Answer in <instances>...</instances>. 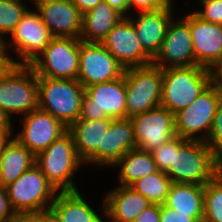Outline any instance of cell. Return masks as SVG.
Returning a JSON list of instances; mask_svg holds the SVG:
<instances>
[{
    "label": "cell",
    "instance_id": "6da1fadb",
    "mask_svg": "<svg viewBox=\"0 0 222 222\" xmlns=\"http://www.w3.org/2000/svg\"><path fill=\"white\" fill-rule=\"evenodd\" d=\"M165 173L173 183L205 185L218 175V158L204 141L175 136L173 164Z\"/></svg>",
    "mask_w": 222,
    "mask_h": 222
},
{
    "label": "cell",
    "instance_id": "7a4b0ae2",
    "mask_svg": "<svg viewBox=\"0 0 222 222\" xmlns=\"http://www.w3.org/2000/svg\"><path fill=\"white\" fill-rule=\"evenodd\" d=\"M211 83V70L199 65L163 68L161 106L175 115L189 106Z\"/></svg>",
    "mask_w": 222,
    "mask_h": 222
},
{
    "label": "cell",
    "instance_id": "3957f363",
    "mask_svg": "<svg viewBox=\"0 0 222 222\" xmlns=\"http://www.w3.org/2000/svg\"><path fill=\"white\" fill-rule=\"evenodd\" d=\"M84 94L85 88L78 80L38 76V108L67 128L79 119Z\"/></svg>",
    "mask_w": 222,
    "mask_h": 222
},
{
    "label": "cell",
    "instance_id": "277c9868",
    "mask_svg": "<svg viewBox=\"0 0 222 222\" xmlns=\"http://www.w3.org/2000/svg\"><path fill=\"white\" fill-rule=\"evenodd\" d=\"M83 164L77 155L73 137L68 131L37 154L35 162L58 192L78 191L73 176Z\"/></svg>",
    "mask_w": 222,
    "mask_h": 222
},
{
    "label": "cell",
    "instance_id": "5b68a950",
    "mask_svg": "<svg viewBox=\"0 0 222 222\" xmlns=\"http://www.w3.org/2000/svg\"><path fill=\"white\" fill-rule=\"evenodd\" d=\"M0 108L11 119L38 109V76L30 65H14L1 79Z\"/></svg>",
    "mask_w": 222,
    "mask_h": 222
},
{
    "label": "cell",
    "instance_id": "8992f818",
    "mask_svg": "<svg viewBox=\"0 0 222 222\" xmlns=\"http://www.w3.org/2000/svg\"><path fill=\"white\" fill-rule=\"evenodd\" d=\"M125 119L161 106L162 68L153 64L125 69Z\"/></svg>",
    "mask_w": 222,
    "mask_h": 222
},
{
    "label": "cell",
    "instance_id": "52a82bcc",
    "mask_svg": "<svg viewBox=\"0 0 222 222\" xmlns=\"http://www.w3.org/2000/svg\"><path fill=\"white\" fill-rule=\"evenodd\" d=\"M5 188L16 213H35L50 209L58 193L36 165Z\"/></svg>",
    "mask_w": 222,
    "mask_h": 222
},
{
    "label": "cell",
    "instance_id": "ba28073f",
    "mask_svg": "<svg viewBox=\"0 0 222 222\" xmlns=\"http://www.w3.org/2000/svg\"><path fill=\"white\" fill-rule=\"evenodd\" d=\"M221 100L222 92L209 84L189 106L175 114L176 136L206 142Z\"/></svg>",
    "mask_w": 222,
    "mask_h": 222
},
{
    "label": "cell",
    "instance_id": "9c48e42d",
    "mask_svg": "<svg viewBox=\"0 0 222 222\" xmlns=\"http://www.w3.org/2000/svg\"><path fill=\"white\" fill-rule=\"evenodd\" d=\"M80 41V38L53 37L30 66L37 76L77 80Z\"/></svg>",
    "mask_w": 222,
    "mask_h": 222
},
{
    "label": "cell",
    "instance_id": "30bf717a",
    "mask_svg": "<svg viewBox=\"0 0 222 222\" xmlns=\"http://www.w3.org/2000/svg\"><path fill=\"white\" fill-rule=\"evenodd\" d=\"M126 89L124 75L85 88L79 119H125Z\"/></svg>",
    "mask_w": 222,
    "mask_h": 222
},
{
    "label": "cell",
    "instance_id": "8fae6325",
    "mask_svg": "<svg viewBox=\"0 0 222 222\" xmlns=\"http://www.w3.org/2000/svg\"><path fill=\"white\" fill-rule=\"evenodd\" d=\"M9 38V51L14 50L13 53L19 57L14 61L15 65H30L44 51L53 36L39 14L29 9Z\"/></svg>",
    "mask_w": 222,
    "mask_h": 222
},
{
    "label": "cell",
    "instance_id": "7c38bea8",
    "mask_svg": "<svg viewBox=\"0 0 222 222\" xmlns=\"http://www.w3.org/2000/svg\"><path fill=\"white\" fill-rule=\"evenodd\" d=\"M125 68L99 42L80 41L77 80L84 88L121 78Z\"/></svg>",
    "mask_w": 222,
    "mask_h": 222
},
{
    "label": "cell",
    "instance_id": "4fadbf2b",
    "mask_svg": "<svg viewBox=\"0 0 222 222\" xmlns=\"http://www.w3.org/2000/svg\"><path fill=\"white\" fill-rule=\"evenodd\" d=\"M136 148L152 152L176 136L175 115L159 106L129 118Z\"/></svg>",
    "mask_w": 222,
    "mask_h": 222
},
{
    "label": "cell",
    "instance_id": "5bb4252c",
    "mask_svg": "<svg viewBox=\"0 0 222 222\" xmlns=\"http://www.w3.org/2000/svg\"><path fill=\"white\" fill-rule=\"evenodd\" d=\"M152 64L162 69L198 65L195 61L189 23L183 17L180 20H171Z\"/></svg>",
    "mask_w": 222,
    "mask_h": 222
},
{
    "label": "cell",
    "instance_id": "9a60e30c",
    "mask_svg": "<svg viewBox=\"0 0 222 222\" xmlns=\"http://www.w3.org/2000/svg\"><path fill=\"white\" fill-rule=\"evenodd\" d=\"M22 128L14 137L35 156L68 131L61 121L39 108L23 117Z\"/></svg>",
    "mask_w": 222,
    "mask_h": 222
},
{
    "label": "cell",
    "instance_id": "2e32d148",
    "mask_svg": "<svg viewBox=\"0 0 222 222\" xmlns=\"http://www.w3.org/2000/svg\"><path fill=\"white\" fill-rule=\"evenodd\" d=\"M101 43L125 69L152 64L127 17H123Z\"/></svg>",
    "mask_w": 222,
    "mask_h": 222
},
{
    "label": "cell",
    "instance_id": "e0dca14e",
    "mask_svg": "<svg viewBox=\"0 0 222 222\" xmlns=\"http://www.w3.org/2000/svg\"><path fill=\"white\" fill-rule=\"evenodd\" d=\"M183 18L189 23L196 63L211 70L222 60V25L207 22L194 12Z\"/></svg>",
    "mask_w": 222,
    "mask_h": 222
},
{
    "label": "cell",
    "instance_id": "ac0fdd59",
    "mask_svg": "<svg viewBox=\"0 0 222 222\" xmlns=\"http://www.w3.org/2000/svg\"><path fill=\"white\" fill-rule=\"evenodd\" d=\"M34 4L53 37L80 38L82 13L72 0H46Z\"/></svg>",
    "mask_w": 222,
    "mask_h": 222
},
{
    "label": "cell",
    "instance_id": "d6986e66",
    "mask_svg": "<svg viewBox=\"0 0 222 222\" xmlns=\"http://www.w3.org/2000/svg\"><path fill=\"white\" fill-rule=\"evenodd\" d=\"M136 148L133 126L130 119H116L103 135L102 148L84 163L94 166H113L128 151Z\"/></svg>",
    "mask_w": 222,
    "mask_h": 222
},
{
    "label": "cell",
    "instance_id": "ffe728a7",
    "mask_svg": "<svg viewBox=\"0 0 222 222\" xmlns=\"http://www.w3.org/2000/svg\"><path fill=\"white\" fill-rule=\"evenodd\" d=\"M173 5L175 4L164 9L139 12L136 19L127 16L135 28L141 47L152 59L159 52L168 26L174 18Z\"/></svg>",
    "mask_w": 222,
    "mask_h": 222
},
{
    "label": "cell",
    "instance_id": "44dd1931",
    "mask_svg": "<svg viewBox=\"0 0 222 222\" xmlns=\"http://www.w3.org/2000/svg\"><path fill=\"white\" fill-rule=\"evenodd\" d=\"M103 216L110 222H134L136 216L152 204L130 186H117L103 198Z\"/></svg>",
    "mask_w": 222,
    "mask_h": 222
},
{
    "label": "cell",
    "instance_id": "7402d4cb",
    "mask_svg": "<svg viewBox=\"0 0 222 222\" xmlns=\"http://www.w3.org/2000/svg\"><path fill=\"white\" fill-rule=\"evenodd\" d=\"M114 119H78L68 127L80 160L85 163L96 151L102 148L103 135Z\"/></svg>",
    "mask_w": 222,
    "mask_h": 222
},
{
    "label": "cell",
    "instance_id": "603a6c76",
    "mask_svg": "<svg viewBox=\"0 0 222 222\" xmlns=\"http://www.w3.org/2000/svg\"><path fill=\"white\" fill-rule=\"evenodd\" d=\"M123 16L103 0L82 14L81 41L101 43Z\"/></svg>",
    "mask_w": 222,
    "mask_h": 222
},
{
    "label": "cell",
    "instance_id": "cb8c5ba5",
    "mask_svg": "<svg viewBox=\"0 0 222 222\" xmlns=\"http://www.w3.org/2000/svg\"><path fill=\"white\" fill-rule=\"evenodd\" d=\"M204 185L172 183L164 203L182 214H190L197 222H203Z\"/></svg>",
    "mask_w": 222,
    "mask_h": 222
},
{
    "label": "cell",
    "instance_id": "d4e9b609",
    "mask_svg": "<svg viewBox=\"0 0 222 222\" xmlns=\"http://www.w3.org/2000/svg\"><path fill=\"white\" fill-rule=\"evenodd\" d=\"M51 209L61 222H105L79 191L58 192Z\"/></svg>",
    "mask_w": 222,
    "mask_h": 222
},
{
    "label": "cell",
    "instance_id": "484cf974",
    "mask_svg": "<svg viewBox=\"0 0 222 222\" xmlns=\"http://www.w3.org/2000/svg\"><path fill=\"white\" fill-rule=\"evenodd\" d=\"M36 156L15 137L9 142L0 157V186L6 187L22 173L31 169Z\"/></svg>",
    "mask_w": 222,
    "mask_h": 222
},
{
    "label": "cell",
    "instance_id": "4316f807",
    "mask_svg": "<svg viewBox=\"0 0 222 222\" xmlns=\"http://www.w3.org/2000/svg\"><path fill=\"white\" fill-rule=\"evenodd\" d=\"M112 167L120 168V186H130L136 180L159 171L152 153L138 148L128 151Z\"/></svg>",
    "mask_w": 222,
    "mask_h": 222
},
{
    "label": "cell",
    "instance_id": "83f0119b",
    "mask_svg": "<svg viewBox=\"0 0 222 222\" xmlns=\"http://www.w3.org/2000/svg\"><path fill=\"white\" fill-rule=\"evenodd\" d=\"M172 183L165 172L158 171L136 180L130 187L146 197L152 204H164Z\"/></svg>",
    "mask_w": 222,
    "mask_h": 222
},
{
    "label": "cell",
    "instance_id": "f1b7e54d",
    "mask_svg": "<svg viewBox=\"0 0 222 222\" xmlns=\"http://www.w3.org/2000/svg\"><path fill=\"white\" fill-rule=\"evenodd\" d=\"M203 222H222V178L217 175L204 185Z\"/></svg>",
    "mask_w": 222,
    "mask_h": 222
},
{
    "label": "cell",
    "instance_id": "f546056e",
    "mask_svg": "<svg viewBox=\"0 0 222 222\" xmlns=\"http://www.w3.org/2000/svg\"><path fill=\"white\" fill-rule=\"evenodd\" d=\"M23 0H0V34L9 36L28 11Z\"/></svg>",
    "mask_w": 222,
    "mask_h": 222
},
{
    "label": "cell",
    "instance_id": "4dcf8cb0",
    "mask_svg": "<svg viewBox=\"0 0 222 222\" xmlns=\"http://www.w3.org/2000/svg\"><path fill=\"white\" fill-rule=\"evenodd\" d=\"M205 143L218 159L222 157V100L218 105L211 131Z\"/></svg>",
    "mask_w": 222,
    "mask_h": 222
},
{
    "label": "cell",
    "instance_id": "1f68e13d",
    "mask_svg": "<svg viewBox=\"0 0 222 222\" xmlns=\"http://www.w3.org/2000/svg\"><path fill=\"white\" fill-rule=\"evenodd\" d=\"M203 10L194 11L201 19L222 25V0H199Z\"/></svg>",
    "mask_w": 222,
    "mask_h": 222
},
{
    "label": "cell",
    "instance_id": "d6a6232c",
    "mask_svg": "<svg viewBox=\"0 0 222 222\" xmlns=\"http://www.w3.org/2000/svg\"><path fill=\"white\" fill-rule=\"evenodd\" d=\"M151 153L159 171L166 172L170 165L173 164L174 138L171 139L168 143L160 145Z\"/></svg>",
    "mask_w": 222,
    "mask_h": 222
},
{
    "label": "cell",
    "instance_id": "836d02e7",
    "mask_svg": "<svg viewBox=\"0 0 222 222\" xmlns=\"http://www.w3.org/2000/svg\"><path fill=\"white\" fill-rule=\"evenodd\" d=\"M174 0H130V10L137 9V12L153 11L168 8Z\"/></svg>",
    "mask_w": 222,
    "mask_h": 222
},
{
    "label": "cell",
    "instance_id": "e575fe53",
    "mask_svg": "<svg viewBox=\"0 0 222 222\" xmlns=\"http://www.w3.org/2000/svg\"><path fill=\"white\" fill-rule=\"evenodd\" d=\"M160 222H197L190 214H182L179 211L161 204Z\"/></svg>",
    "mask_w": 222,
    "mask_h": 222
},
{
    "label": "cell",
    "instance_id": "d590c367",
    "mask_svg": "<svg viewBox=\"0 0 222 222\" xmlns=\"http://www.w3.org/2000/svg\"><path fill=\"white\" fill-rule=\"evenodd\" d=\"M161 204H150L136 216L134 222H160Z\"/></svg>",
    "mask_w": 222,
    "mask_h": 222
},
{
    "label": "cell",
    "instance_id": "8d00e7d4",
    "mask_svg": "<svg viewBox=\"0 0 222 222\" xmlns=\"http://www.w3.org/2000/svg\"><path fill=\"white\" fill-rule=\"evenodd\" d=\"M5 187L0 186V221L12 218L15 215Z\"/></svg>",
    "mask_w": 222,
    "mask_h": 222
},
{
    "label": "cell",
    "instance_id": "74e56055",
    "mask_svg": "<svg viewBox=\"0 0 222 222\" xmlns=\"http://www.w3.org/2000/svg\"><path fill=\"white\" fill-rule=\"evenodd\" d=\"M107 4L123 17H127L130 12V0H105Z\"/></svg>",
    "mask_w": 222,
    "mask_h": 222
},
{
    "label": "cell",
    "instance_id": "f35d334b",
    "mask_svg": "<svg viewBox=\"0 0 222 222\" xmlns=\"http://www.w3.org/2000/svg\"><path fill=\"white\" fill-rule=\"evenodd\" d=\"M103 0H72L75 7L84 14L98 6Z\"/></svg>",
    "mask_w": 222,
    "mask_h": 222
},
{
    "label": "cell",
    "instance_id": "ab89813d",
    "mask_svg": "<svg viewBox=\"0 0 222 222\" xmlns=\"http://www.w3.org/2000/svg\"><path fill=\"white\" fill-rule=\"evenodd\" d=\"M11 119L1 108H0V133H14V127Z\"/></svg>",
    "mask_w": 222,
    "mask_h": 222
},
{
    "label": "cell",
    "instance_id": "60d3db41",
    "mask_svg": "<svg viewBox=\"0 0 222 222\" xmlns=\"http://www.w3.org/2000/svg\"><path fill=\"white\" fill-rule=\"evenodd\" d=\"M37 222H61L56 213L50 208L37 212Z\"/></svg>",
    "mask_w": 222,
    "mask_h": 222
},
{
    "label": "cell",
    "instance_id": "b9f144b4",
    "mask_svg": "<svg viewBox=\"0 0 222 222\" xmlns=\"http://www.w3.org/2000/svg\"><path fill=\"white\" fill-rule=\"evenodd\" d=\"M212 83L222 92V60L211 69Z\"/></svg>",
    "mask_w": 222,
    "mask_h": 222
},
{
    "label": "cell",
    "instance_id": "7bdbcfd3",
    "mask_svg": "<svg viewBox=\"0 0 222 222\" xmlns=\"http://www.w3.org/2000/svg\"><path fill=\"white\" fill-rule=\"evenodd\" d=\"M5 38L6 36L0 34V60H13L12 56L8 54V40Z\"/></svg>",
    "mask_w": 222,
    "mask_h": 222
},
{
    "label": "cell",
    "instance_id": "ee69618b",
    "mask_svg": "<svg viewBox=\"0 0 222 222\" xmlns=\"http://www.w3.org/2000/svg\"><path fill=\"white\" fill-rule=\"evenodd\" d=\"M15 222H37V212L15 213Z\"/></svg>",
    "mask_w": 222,
    "mask_h": 222
},
{
    "label": "cell",
    "instance_id": "f6af8a7d",
    "mask_svg": "<svg viewBox=\"0 0 222 222\" xmlns=\"http://www.w3.org/2000/svg\"><path fill=\"white\" fill-rule=\"evenodd\" d=\"M15 60H0V81L7 72L15 65Z\"/></svg>",
    "mask_w": 222,
    "mask_h": 222
},
{
    "label": "cell",
    "instance_id": "bcb514c9",
    "mask_svg": "<svg viewBox=\"0 0 222 222\" xmlns=\"http://www.w3.org/2000/svg\"><path fill=\"white\" fill-rule=\"evenodd\" d=\"M13 134L14 133H0V157L3 151L5 150L6 146L14 138Z\"/></svg>",
    "mask_w": 222,
    "mask_h": 222
},
{
    "label": "cell",
    "instance_id": "7dc6e473",
    "mask_svg": "<svg viewBox=\"0 0 222 222\" xmlns=\"http://www.w3.org/2000/svg\"><path fill=\"white\" fill-rule=\"evenodd\" d=\"M218 175L222 178V157L218 159Z\"/></svg>",
    "mask_w": 222,
    "mask_h": 222
},
{
    "label": "cell",
    "instance_id": "c3c4849f",
    "mask_svg": "<svg viewBox=\"0 0 222 222\" xmlns=\"http://www.w3.org/2000/svg\"><path fill=\"white\" fill-rule=\"evenodd\" d=\"M0 222H15V215L12 218H10V219L1 220Z\"/></svg>",
    "mask_w": 222,
    "mask_h": 222
},
{
    "label": "cell",
    "instance_id": "681fc988",
    "mask_svg": "<svg viewBox=\"0 0 222 222\" xmlns=\"http://www.w3.org/2000/svg\"><path fill=\"white\" fill-rule=\"evenodd\" d=\"M41 1H46V0H32V2H34V3L41 2Z\"/></svg>",
    "mask_w": 222,
    "mask_h": 222
}]
</instances>
